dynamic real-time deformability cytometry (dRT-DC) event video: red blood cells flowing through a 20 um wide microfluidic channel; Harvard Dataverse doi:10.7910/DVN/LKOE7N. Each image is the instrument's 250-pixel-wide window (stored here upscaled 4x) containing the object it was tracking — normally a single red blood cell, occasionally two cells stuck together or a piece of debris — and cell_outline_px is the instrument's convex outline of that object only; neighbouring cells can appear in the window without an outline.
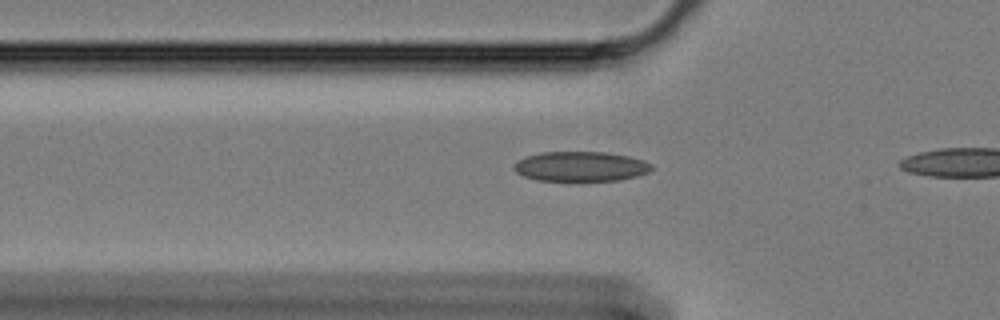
{"species": "Egyptian fruit bat (a non-hibernating species)", "species_latin": "Rousettus aegyptiacus", "temperature_condition": "cold", "stored_images_in_passage": 12, "camera_frame_rate_fps": 3000, "um_per_image_px": 0.085, "animal": {"sex": "female"}, "frame": {"image": 1, "passage_image": 10, "time_ms": 3.0, "image_size_px": [1000, 320], "cell_outline_px": [[652, 168], [648, 172], [636, 176], [620, 180], [540, 180], [524, 176], [516, 172], [512, 168], [520, 160], [528, 156], [540, 152], [608, 152], [628, 156], [644, 160], [652, 164]], "centroid_in_image_um": [49.39, 14.14], "position_along_channel_um": 76.4, "area_um2": 23.64}}